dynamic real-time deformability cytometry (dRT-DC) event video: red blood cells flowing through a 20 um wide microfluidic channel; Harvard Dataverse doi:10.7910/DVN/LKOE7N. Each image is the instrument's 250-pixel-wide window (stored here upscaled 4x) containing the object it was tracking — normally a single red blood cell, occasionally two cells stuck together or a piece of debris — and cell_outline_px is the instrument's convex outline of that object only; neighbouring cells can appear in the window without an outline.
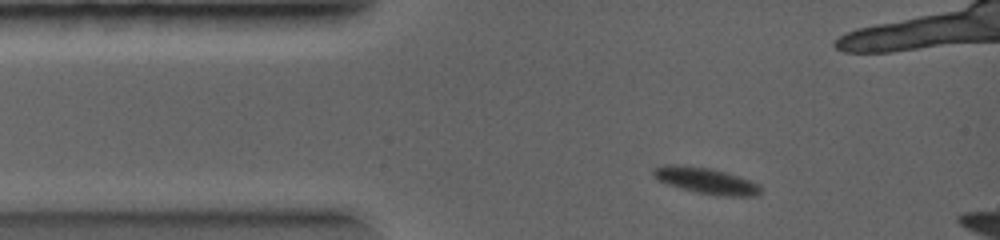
{"species": "common noctule bat (a hibernating species)", "species_latin": "Nyctalus noctula", "temperature_condition": "warm", "stored_images_in_passage": 4, "camera_frame_rate_fps": 5000, "um_per_image_px": 0.085, "animal": {"sex": "female", "body_mass_g": 19.0, "forearm_length_mm": 56.7}, "frame": {"image": 1, "passage_image": 2, "time_ms": 0.6, "image_size_px": [1000, 240], "cell_outline_px": [[760, 192], [752, 196], [716, 196], [692, 192], [668, 184], [660, 180], [652, 172], [656, 168], [668, 164], [676, 164], [704, 168], [724, 172], [748, 180], [756, 184], [760, 188]], "centroid_in_image_um": [59.98, 15.38], "position_along_channel_um": 25.0, "area_um2": 15.78}}